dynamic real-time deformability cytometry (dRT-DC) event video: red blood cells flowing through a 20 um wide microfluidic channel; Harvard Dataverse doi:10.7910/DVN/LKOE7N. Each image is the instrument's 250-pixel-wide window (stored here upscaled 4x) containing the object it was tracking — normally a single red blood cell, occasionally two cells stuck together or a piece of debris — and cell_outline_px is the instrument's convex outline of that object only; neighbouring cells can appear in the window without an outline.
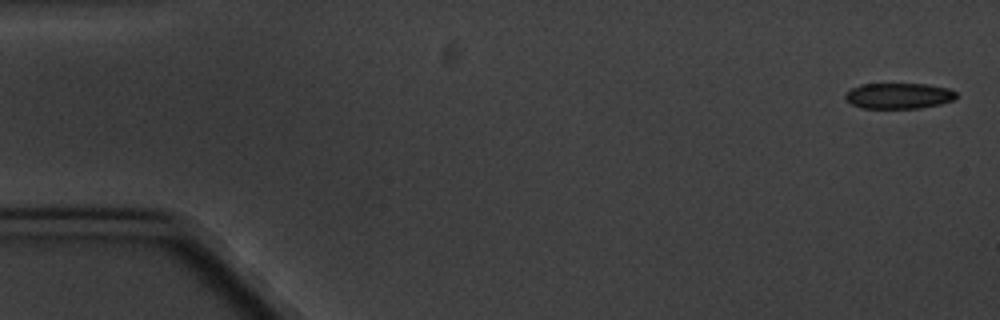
{"species": "common noctule bat (a hibernating species)", "species_latin": "Nyctalus noctula", "temperature_condition": "cold", "stored_images_in_passage": 4, "camera_frame_rate_fps": 3000, "um_per_image_px": 0.085, "animal": {"sex": "male", "body_mass_g": 20.1, "forearm_length_mm": 53.5}, "frame": {"image": 1, "passage_image": 1, "time_ms": 0.0, "image_size_px": [1000, 320], "cell_outline_px": [[956, 96], [952, 100], [940, 104], [920, 108], [860, 108], [852, 104], [844, 96], [844, 92], [860, 84], [928, 84], [948, 88], [956, 92]], "centroid_in_image_um": [76.36, 8.14], "position_along_channel_um": 8.6, "area_um2": 16.65}}